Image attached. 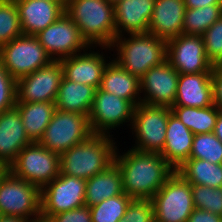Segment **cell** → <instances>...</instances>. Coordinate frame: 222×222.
<instances>
[{
	"label": "cell",
	"mask_w": 222,
	"mask_h": 222,
	"mask_svg": "<svg viewBox=\"0 0 222 222\" xmlns=\"http://www.w3.org/2000/svg\"><path fill=\"white\" fill-rule=\"evenodd\" d=\"M129 149L122 155L116 148L114 156L121 170L124 193L133 199H151L175 170L159 153Z\"/></svg>",
	"instance_id": "1"
},
{
	"label": "cell",
	"mask_w": 222,
	"mask_h": 222,
	"mask_svg": "<svg viewBox=\"0 0 222 222\" xmlns=\"http://www.w3.org/2000/svg\"><path fill=\"white\" fill-rule=\"evenodd\" d=\"M16 106L0 114V160L9 167L19 152L31 144Z\"/></svg>",
	"instance_id": "20"
},
{
	"label": "cell",
	"mask_w": 222,
	"mask_h": 222,
	"mask_svg": "<svg viewBox=\"0 0 222 222\" xmlns=\"http://www.w3.org/2000/svg\"><path fill=\"white\" fill-rule=\"evenodd\" d=\"M49 1H67V0H49Z\"/></svg>",
	"instance_id": "47"
},
{
	"label": "cell",
	"mask_w": 222,
	"mask_h": 222,
	"mask_svg": "<svg viewBox=\"0 0 222 222\" xmlns=\"http://www.w3.org/2000/svg\"><path fill=\"white\" fill-rule=\"evenodd\" d=\"M91 135L93 132L88 116L56 109L39 143L47 150L61 155Z\"/></svg>",
	"instance_id": "8"
},
{
	"label": "cell",
	"mask_w": 222,
	"mask_h": 222,
	"mask_svg": "<svg viewBox=\"0 0 222 222\" xmlns=\"http://www.w3.org/2000/svg\"><path fill=\"white\" fill-rule=\"evenodd\" d=\"M23 34L14 0H0V48Z\"/></svg>",
	"instance_id": "32"
},
{
	"label": "cell",
	"mask_w": 222,
	"mask_h": 222,
	"mask_svg": "<svg viewBox=\"0 0 222 222\" xmlns=\"http://www.w3.org/2000/svg\"><path fill=\"white\" fill-rule=\"evenodd\" d=\"M0 214L36 219L41 215V189L8 171L0 179Z\"/></svg>",
	"instance_id": "10"
},
{
	"label": "cell",
	"mask_w": 222,
	"mask_h": 222,
	"mask_svg": "<svg viewBox=\"0 0 222 222\" xmlns=\"http://www.w3.org/2000/svg\"><path fill=\"white\" fill-rule=\"evenodd\" d=\"M0 222H33V220H28L18 216H8L0 214Z\"/></svg>",
	"instance_id": "43"
},
{
	"label": "cell",
	"mask_w": 222,
	"mask_h": 222,
	"mask_svg": "<svg viewBox=\"0 0 222 222\" xmlns=\"http://www.w3.org/2000/svg\"><path fill=\"white\" fill-rule=\"evenodd\" d=\"M108 2L115 4L116 2L120 1V0H107Z\"/></svg>",
	"instance_id": "46"
},
{
	"label": "cell",
	"mask_w": 222,
	"mask_h": 222,
	"mask_svg": "<svg viewBox=\"0 0 222 222\" xmlns=\"http://www.w3.org/2000/svg\"><path fill=\"white\" fill-rule=\"evenodd\" d=\"M154 207L150 199H132L119 222H153Z\"/></svg>",
	"instance_id": "36"
},
{
	"label": "cell",
	"mask_w": 222,
	"mask_h": 222,
	"mask_svg": "<svg viewBox=\"0 0 222 222\" xmlns=\"http://www.w3.org/2000/svg\"><path fill=\"white\" fill-rule=\"evenodd\" d=\"M189 158L203 159L210 163L222 164V142L213 132L196 134L193 137Z\"/></svg>",
	"instance_id": "33"
},
{
	"label": "cell",
	"mask_w": 222,
	"mask_h": 222,
	"mask_svg": "<svg viewBox=\"0 0 222 222\" xmlns=\"http://www.w3.org/2000/svg\"><path fill=\"white\" fill-rule=\"evenodd\" d=\"M157 222H187L195 208L191 184L175 171L150 199Z\"/></svg>",
	"instance_id": "5"
},
{
	"label": "cell",
	"mask_w": 222,
	"mask_h": 222,
	"mask_svg": "<svg viewBox=\"0 0 222 222\" xmlns=\"http://www.w3.org/2000/svg\"><path fill=\"white\" fill-rule=\"evenodd\" d=\"M185 10L184 0H155L148 33L166 42L176 38L182 34Z\"/></svg>",
	"instance_id": "21"
},
{
	"label": "cell",
	"mask_w": 222,
	"mask_h": 222,
	"mask_svg": "<svg viewBox=\"0 0 222 222\" xmlns=\"http://www.w3.org/2000/svg\"><path fill=\"white\" fill-rule=\"evenodd\" d=\"M96 89L93 86L67 80L64 76L55 100L60 111L76 112L89 117Z\"/></svg>",
	"instance_id": "26"
},
{
	"label": "cell",
	"mask_w": 222,
	"mask_h": 222,
	"mask_svg": "<svg viewBox=\"0 0 222 222\" xmlns=\"http://www.w3.org/2000/svg\"><path fill=\"white\" fill-rule=\"evenodd\" d=\"M8 168L14 176L42 189L60 174V155L39 142H32L19 152Z\"/></svg>",
	"instance_id": "6"
},
{
	"label": "cell",
	"mask_w": 222,
	"mask_h": 222,
	"mask_svg": "<svg viewBox=\"0 0 222 222\" xmlns=\"http://www.w3.org/2000/svg\"><path fill=\"white\" fill-rule=\"evenodd\" d=\"M33 222H53V221L49 218H45V217L40 215L39 217L34 219Z\"/></svg>",
	"instance_id": "45"
},
{
	"label": "cell",
	"mask_w": 222,
	"mask_h": 222,
	"mask_svg": "<svg viewBox=\"0 0 222 222\" xmlns=\"http://www.w3.org/2000/svg\"><path fill=\"white\" fill-rule=\"evenodd\" d=\"M123 36L116 37L110 47L101 48L111 51L115 48L113 60L130 74L140 79L150 68L166 60L167 42L163 39L150 33Z\"/></svg>",
	"instance_id": "4"
},
{
	"label": "cell",
	"mask_w": 222,
	"mask_h": 222,
	"mask_svg": "<svg viewBox=\"0 0 222 222\" xmlns=\"http://www.w3.org/2000/svg\"><path fill=\"white\" fill-rule=\"evenodd\" d=\"M222 16V4L199 8H186L182 33L202 36Z\"/></svg>",
	"instance_id": "30"
},
{
	"label": "cell",
	"mask_w": 222,
	"mask_h": 222,
	"mask_svg": "<svg viewBox=\"0 0 222 222\" xmlns=\"http://www.w3.org/2000/svg\"><path fill=\"white\" fill-rule=\"evenodd\" d=\"M166 60L179 74L212 72L202 36L180 34L167 41Z\"/></svg>",
	"instance_id": "15"
},
{
	"label": "cell",
	"mask_w": 222,
	"mask_h": 222,
	"mask_svg": "<svg viewBox=\"0 0 222 222\" xmlns=\"http://www.w3.org/2000/svg\"><path fill=\"white\" fill-rule=\"evenodd\" d=\"M65 14L89 46L110 47L116 38L114 4L107 0H67Z\"/></svg>",
	"instance_id": "2"
},
{
	"label": "cell",
	"mask_w": 222,
	"mask_h": 222,
	"mask_svg": "<svg viewBox=\"0 0 222 222\" xmlns=\"http://www.w3.org/2000/svg\"><path fill=\"white\" fill-rule=\"evenodd\" d=\"M35 37L52 60H61L89 48L76 23L65 13Z\"/></svg>",
	"instance_id": "13"
},
{
	"label": "cell",
	"mask_w": 222,
	"mask_h": 222,
	"mask_svg": "<svg viewBox=\"0 0 222 222\" xmlns=\"http://www.w3.org/2000/svg\"><path fill=\"white\" fill-rule=\"evenodd\" d=\"M212 84L214 104L222 110V65L213 66Z\"/></svg>",
	"instance_id": "39"
},
{
	"label": "cell",
	"mask_w": 222,
	"mask_h": 222,
	"mask_svg": "<svg viewBox=\"0 0 222 222\" xmlns=\"http://www.w3.org/2000/svg\"><path fill=\"white\" fill-rule=\"evenodd\" d=\"M171 111L196 135L213 132L220 109L213 104L203 108L172 106Z\"/></svg>",
	"instance_id": "29"
},
{
	"label": "cell",
	"mask_w": 222,
	"mask_h": 222,
	"mask_svg": "<svg viewBox=\"0 0 222 222\" xmlns=\"http://www.w3.org/2000/svg\"><path fill=\"white\" fill-rule=\"evenodd\" d=\"M134 110L130 101L96 89L88 117L93 134L111 136V130H116L121 124L128 122L131 126Z\"/></svg>",
	"instance_id": "12"
},
{
	"label": "cell",
	"mask_w": 222,
	"mask_h": 222,
	"mask_svg": "<svg viewBox=\"0 0 222 222\" xmlns=\"http://www.w3.org/2000/svg\"><path fill=\"white\" fill-rule=\"evenodd\" d=\"M9 171V168L0 160V179Z\"/></svg>",
	"instance_id": "44"
},
{
	"label": "cell",
	"mask_w": 222,
	"mask_h": 222,
	"mask_svg": "<svg viewBox=\"0 0 222 222\" xmlns=\"http://www.w3.org/2000/svg\"><path fill=\"white\" fill-rule=\"evenodd\" d=\"M51 61L39 40L32 35L22 34L0 48V63L16 81Z\"/></svg>",
	"instance_id": "9"
},
{
	"label": "cell",
	"mask_w": 222,
	"mask_h": 222,
	"mask_svg": "<svg viewBox=\"0 0 222 222\" xmlns=\"http://www.w3.org/2000/svg\"><path fill=\"white\" fill-rule=\"evenodd\" d=\"M179 72L165 60L140 78L141 103L172 107L176 99Z\"/></svg>",
	"instance_id": "16"
},
{
	"label": "cell",
	"mask_w": 222,
	"mask_h": 222,
	"mask_svg": "<svg viewBox=\"0 0 222 222\" xmlns=\"http://www.w3.org/2000/svg\"><path fill=\"white\" fill-rule=\"evenodd\" d=\"M53 222H92L89 206L72 209L50 218Z\"/></svg>",
	"instance_id": "38"
},
{
	"label": "cell",
	"mask_w": 222,
	"mask_h": 222,
	"mask_svg": "<svg viewBox=\"0 0 222 222\" xmlns=\"http://www.w3.org/2000/svg\"><path fill=\"white\" fill-rule=\"evenodd\" d=\"M24 35L35 36L65 13L66 1L14 0Z\"/></svg>",
	"instance_id": "18"
},
{
	"label": "cell",
	"mask_w": 222,
	"mask_h": 222,
	"mask_svg": "<svg viewBox=\"0 0 222 222\" xmlns=\"http://www.w3.org/2000/svg\"><path fill=\"white\" fill-rule=\"evenodd\" d=\"M132 199L124 193L91 206L92 222H119Z\"/></svg>",
	"instance_id": "31"
},
{
	"label": "cell",
	"mask_w": 222,
	"mask_h": 222,
	"mask_svg": "<svg viewBox=\"0 0 222 222\" xmlns=\"http://www.w3.org/2000/svg\"><path fill=\"white\" fill-rule=\"evenodd\" d=\"M62 78L60 60H52L16 81V103L55 102Z\"/></svg>",
	"instance_id": "14"
},
{
	"label": "cell",
	"mask_w": 222,
	"mask_h": 222,
	"mask_svg": "<svg viewBox=\"0 0 222 222\" xmlns=\"http://www.w3.org/2000/svg\"><path fill=\"white\" fill-rule=\"evenodd\" d=\"M187 222H222V216L194 208Z\"/></svg>",
	"instance_id": "40"
},
{
	"label": "cell",
	"mask_w": 222,
	"mask_h": 222,
	"mask_svg": "<svg viewBox=\"0 0 222 222\" xmlns=\"http://www.w3.org/2000/svg\"><path fill=\"white\" fill-rule=\"evenodd\" d=\"M101 79L100 89L130 101L135 107L141 103L140 79L109 59Z\"/></svg>",
	"instance_id": "24"
},
{
	"label": "cell",
	"mask_w": 222,
	"mask_h": 222,
	"mask_svg": "<svg viewBox=\"0 0 222 222\" xmlns=\"http://www.w3.org/2000/svg\"><path fill=\"white\" fill-rule=\"evenodd\" d=\"M16 104V80L0 63V114Z\"/></svg>",
	"instance_id": "37"
},
{
	"label": "cell",
	"mask_w": 222,
	"mask_h": 222,
	"mask_svg": "<svg viewBox=\"0 0 222 222\" xmlns=\"http://www.w3.org/2000/svg\"><path fill=\"white\" fill-rule=\"evenodd\" d=\"M176 171L191 185H203L211 188L222 187V164L189 158Z\"/></svg>",
	"instance_id": "28"
},
{
	"label": "cell",
	"mask_w": 222,
	"mask_h": 222,
	"mask_svg": "<svg viewBox=\"0 0 222 222\" xmlns=\"http://www.w3.org/2000/svg\"><path fill=\"white\" fill-rule=\"evenodd\" d=\"M171 112V108L167 106L138 104L130 128L136 138L131 148L140 152L160 154L164 148L167 121Z\"/></svg>",
	"instance_id": "7"
},
{
	"label": "cell",
	"mask_w": 222,
	"mask_h": 222,
	"mask_svg": "<svg viewBox=\"0 0 222 222\" xmlns=\"http://www.w3.org/2000/svg\"><path fill=\"white\" fill-rule=\"evenodd\" d=\"M22 117L26 135L32 142H39L55 111V102L16 103Z\"/></svg>",
	"instance_id": "27"
},
{
	"label": "cell",
	"mask_w": 222,
	"mask_h": 222,
	"mask_svg": "<svg viewBox=\"0 0 222 222\" xmlns=\"http://www.w3.org/2000/svg\"><path fill=\"white\" fill-rule=\"evenodd\" d=\"M205 54L213 66L222 65V16L202 35Z\"/></svg>",
	"instance_id": "35"
},
{
	"label": "cell",
	"mask_w": 222,
	"mask_h": 222,
	"mask_svg": "<svg viewBox=\"0 0 222 222\" xmlns=\"http://www.w3.org/2000/svg\"><path fill=\"white\" fill-rule=\"evenodd\" d=\"M121 194H124L122 174L114 162L103 172L86 180L85 206L91 207Z\"/></svg>",
	"instance_id": "25"
},
{
	"label": "cell",
	"mask_w": 222,
	"mask_h": 222,
	"mask_svg": "<svg viewBox=\"0 0 222 222\" xmlns=\"http://www.w3.org/2000/svg\"><path fill=\"white\" fill-rule=\"evenodd\" d=\"M195 208L222 216V187L191 185Z\"/></svg>",
	"instance_id": "34"
},
{
	"label": "cell",
	"mask_w": 222,
	"mask_h": 222,
	"mask_svg": "<svg viewBox=\"0 0 222 222\" xmlns=\"http://www.w3.org/2000/svg\"><path fill=\"white\" fill-rule=\"evenodd\" d=\"M213 133L222 142V110H220Z\"/></svg>",
	"instance_id": "42"
},
{
	"label": "cell",
	"mask_w": 222,
	"mask_h": 222,
	"mask_svg": "<svg viewBox=\"0 0 222 222\" xmlns=\"http://www.w3.org/2000/svg\"><path fill=\"white\" fill-rule=\"evenodd\" d=\"M86 180L60 174L41 189V216H52L85 206Z\"/></svg>",
	"instance_id": "11"
},
{
	"label": "cell",
	"mask_w": 222,
	"mask_h": 222,
	"mask_svg": "<svg viewBox=\"0 0 222 222\" xmlns=\"http://www.w3.org/2000/svg\"><path fill=\"white\" fill-rule=\"evenodd\" d=\"M193 137L194 134L171 112L164 148L160 154L175 171L189 159Z\"/></svg>",
	"instance_id": "23"
},
{
	"label": "cell",
	"mask_w": 222,
	"mask_h": 222,
	"mask_svg": "<svg viewBox=\"0 0 222 222\" xmlns=\"http://www.w3.org/2000/svg\"><path fill=\"white\" fill-rule=\"evenodd\" d=\"M112 136L93 134L60 155V172L85 180L103 172L112 163L117 145Z\"/></svg>",
	"instance_id": "3"
},
{
	"label": "cell",
	"mask_w": 222,
	"mask_h": 222,
	"mask_svg": "<svg viewBox=\"0 0 222 222\" xmlns=\"http://www.w3.org/2000/svg\"><path fill=\"white\" fill-rule=\"evenodd\" d=\"M186 8H199L212 4H222V0H184Z\"/></svg>",
	"instance_id": "41"
},
{
	"label": "cell",
	"mask_w": 222,
	"mask_h": 222,
	"mask_svg": "<svg viewBox=\"0 0 222 222\" xmlns=\"http://www.w3.org/2000/svg\"><path fill=\"white\" fill-rule=\"evenodd\" d=\"M94 50V46H89V48L82 53L61 59L63 76L67 80L90 85L98 89L103 78L104 70L109 62L104 57V52L100 53V51L95 52Z\"/></svg>",
	"instance_id": "17"
},
{
	"label": "cell",
	"mask_w": 222,
	"mask_h": 222,
	"mask_svg": "<svg viewBox=\"0 0 222 222\" xmlns=\"http://www.w3.org/2000/svg\"><path fill=\"white\" fill-rule=\"evenodd\" d=\"M155 0H120L114 4L116 37L148 33ZM127 33V34H126Z\"/></svg>",
	"instance_id": "19"
},
{
	"label": "cell",
	"mask_w": 222,
	"mask_h": 222,
	"mask_svg": "<svg viewBox=\"0 0 222 222\" xmlns=\"http://www.w3.org/2000/svg\"><path fill=\"white\" fill-rule=\"evenodd\" d=\"M213 104L212 72L179 74L173 106L203 108Z\"/></svg>",
	"instance_id": "22"
}]
</instances>
